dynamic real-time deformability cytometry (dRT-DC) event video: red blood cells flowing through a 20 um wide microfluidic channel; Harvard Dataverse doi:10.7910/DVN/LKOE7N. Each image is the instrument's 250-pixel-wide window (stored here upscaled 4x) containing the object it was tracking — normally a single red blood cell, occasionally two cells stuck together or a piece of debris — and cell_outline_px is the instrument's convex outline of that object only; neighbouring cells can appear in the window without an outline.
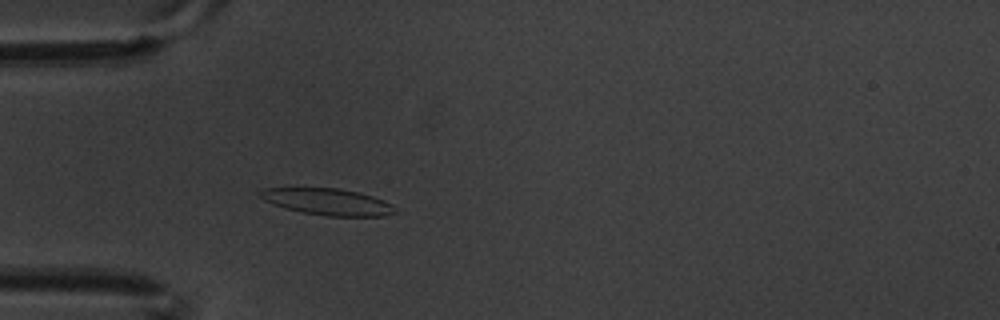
{"species": "common noctule bat (a hibernating species)", "species_latin": "Nyctalus noctula", "temperature_condition": "warm", "stored_images_in_passage": 3, "camera_frame_rate_fps": 3000, "um_per_image_px": 0.085, "animal": {"sex": "male", "body_mass_g": 20.1, "forearm_length_mm": 53.5}, "frame": {"image": 1, "passage_image": 3, "time_ms": 0.667, "image_size_px": [1000, 320], "cell_outline_px": [[396, 212], [384, 216], [328, 216], [300, 212], [284, 208], [272, 204], [264, 200], [256, 192], [264, 188], [340, 188], [360, 192], [384, 200], [392, 204], [396, 208]], "centroid_in_image_um": [27.84, 17.15], "position_along_channel_um": 57.2, "area_um2": 21.1}}